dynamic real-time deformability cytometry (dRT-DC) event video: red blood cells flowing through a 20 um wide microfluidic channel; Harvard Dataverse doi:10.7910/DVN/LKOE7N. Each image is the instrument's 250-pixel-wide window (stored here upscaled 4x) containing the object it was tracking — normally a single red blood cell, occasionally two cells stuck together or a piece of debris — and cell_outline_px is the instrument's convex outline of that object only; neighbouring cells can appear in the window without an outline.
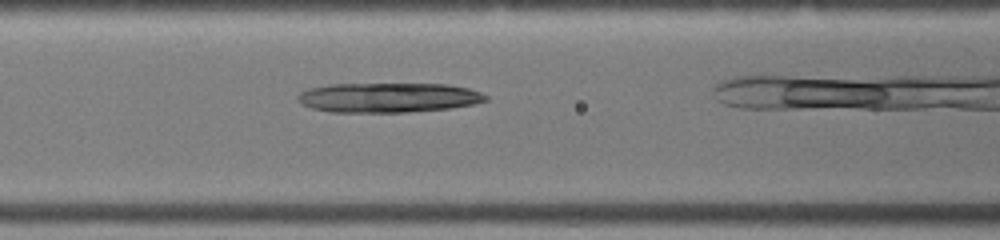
{"species": "common noctule bat (a hibernating species)", "species_latin": "Nyctalus noctula", "temperature_condition": "warm", "stored_images_in_passage": 29, "camera_frame_rate_fps": 3000, "um_per_image_px": 0.085, "animal": {"sex": "female", "body_mass_g": 19.0, "forearm_length_mm": 51.5}, "frame": {"image": 1, "passage_image": 12, "time_ms": 3.667, "image_size_px": [1000, 240], "cell_outline_px": [[488, 100], [472, 104], [452, 108], [408, 112], [328, 112], [312, 108], [300, 104], [296, 100], [296, 96], [300, 92], [308, 88], [328, 84], [448, 84], [468, 88], [480, 92], [488, 96]], "centroid_in_image_um": [32.96, 8.29], "position_along_channel_um": 133.6, "area_um2": 32.83}}
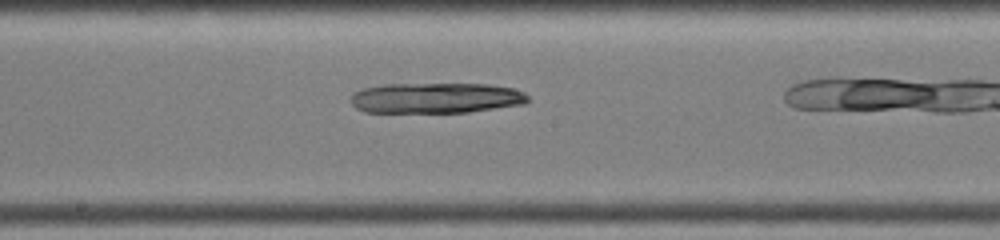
{"frame": {"image": 2, "passage_image": 17, "time_ms": 5.333, "image_size_px": [1000, 240], "cell_outline_px": [[528, 104], [468, 112], [364, 112], [356, 108], [348, 100], [352, 92], [364, 88], [384, 84], [488, 84], [512, 88], [524, 92], [528, 96]], "centroid_in_image_um": [37.04, 8.33], "position_along_channel_um": 211.2, "area_um2": 31.79}}
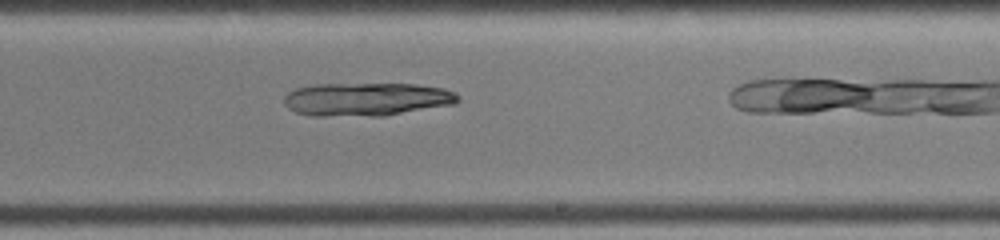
{"frame": {"image": 3, "passage_image": 20, "time_ms": 6.333, "image_size_px": [1000, 240], "cell_outline_px": [[460, 100], [456, 104], [384, 116], [308, 116], [296, 112], [288, 108], [284, 104], [284, 96], [288, 92], [296, 88], [316, 84], [416, 84], [444, 88], [456, 92], [460, 96]], "centroid_in_image_um": [31.18, 8.44], "position_along_channel_um": 257.8, "area_um2": 34.22}}